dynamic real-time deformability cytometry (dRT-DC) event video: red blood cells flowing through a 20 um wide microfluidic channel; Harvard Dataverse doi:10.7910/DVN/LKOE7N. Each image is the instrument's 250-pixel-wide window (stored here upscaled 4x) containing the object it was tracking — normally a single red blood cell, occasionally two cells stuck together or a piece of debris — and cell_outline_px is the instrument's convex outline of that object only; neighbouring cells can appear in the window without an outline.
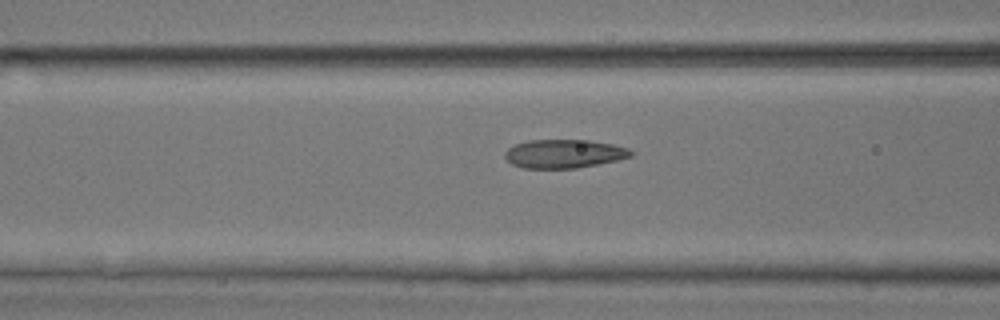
{"species": "common noctule bat (a hibernating species)", "species_latin": "Nyctalus noctula", "temperature_condition": "room temperature", "stored_images_in_passage": 13, "camera_frame_rate_fps": 3000, "um_per_image_px": 0.085, "animal": {"sex": "male", "body_mass_g": 17.9, "forearm_length_mm": 54.2}, "frame": {"image": 1, "passage_image": 11, "time_ms": 3.333, "image_size_px": [1000, 320], "cell_outline_px": [[636, 152], [632, 156], [616, 160], [576, 168], [524, 168], [512, 164], [504, 156], [504, 152], [508, 148], [516, 144], [528, 140], [588, 140], [612, 144], [628, 148]], "centroid_in_image_um": [47.95, 13.06], "position_along_channel_um": 118.7, "area_um2": 20.92}}